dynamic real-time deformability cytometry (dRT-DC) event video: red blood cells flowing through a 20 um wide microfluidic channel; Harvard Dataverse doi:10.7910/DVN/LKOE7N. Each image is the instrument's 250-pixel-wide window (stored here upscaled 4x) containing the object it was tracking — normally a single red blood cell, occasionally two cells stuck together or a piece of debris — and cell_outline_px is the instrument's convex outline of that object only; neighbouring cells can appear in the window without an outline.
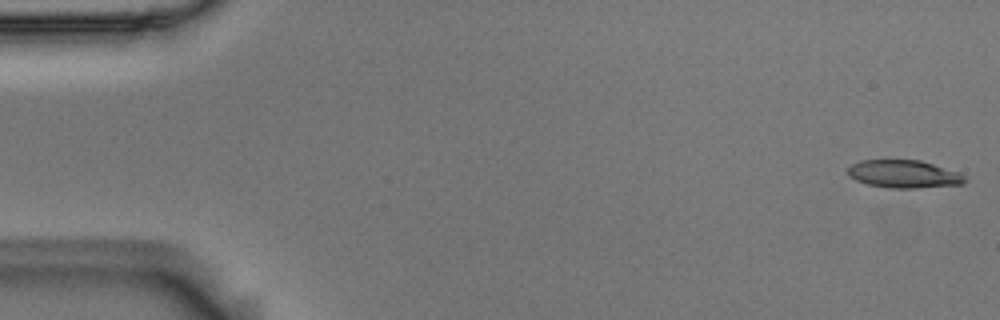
{"species": "Egyptian fruit bat (a non-hibernating species)", "species_latin": "Rousettus aegyptiacus", "temperature_condition": "room temperature", "stored_images_in_passage": 55, "camera_frame_rate_fps": 3000, "um_per_image_px": 0.085, "animal": {"sex": "male"}, "frame": {"image": 1, "passage_image": 1, "time_ms": 0.0, "image_size_px": [1000, 320], "cell_outline_px": [[968, 180], [964, 184], [916, 188], [888, 188], [868, 184], [856, 180], [848, 176], [848, 168], [852, 164], [860, 160], [920, 160], [960, 172]], "centroid_in_image_um": [76.85, 14.79], "position_along_channel_um": 8.2, "area_um2": 19.07}}
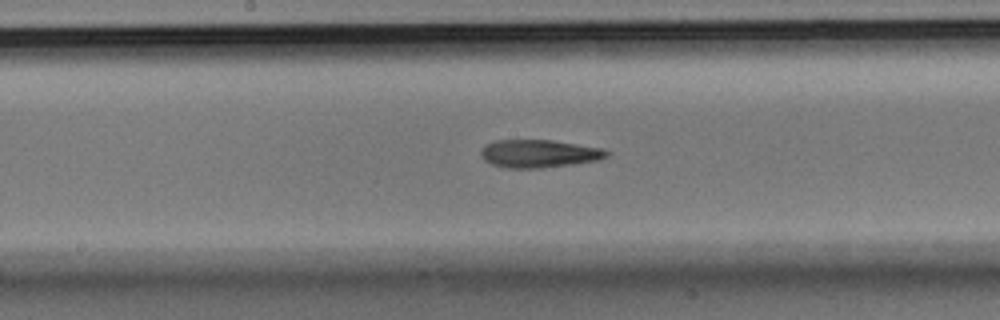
{"frame": {"image": 2, "passage_image": 28, "time_ms": 9.0, "image_size_px": [1000, 320], "cell_outline_px": [[612, 152], [608, 156], [600, 160], [544, 168], [508, 168], [492, 164], [484, 160], [480, 156], [480, 152], [488, 144], [496, 140], [552, 140], [600, 148]], "centroid_in_image_um": [45.84, 13.06], "position_along_channel_um": 202.4, "area_um2": 20.4}}
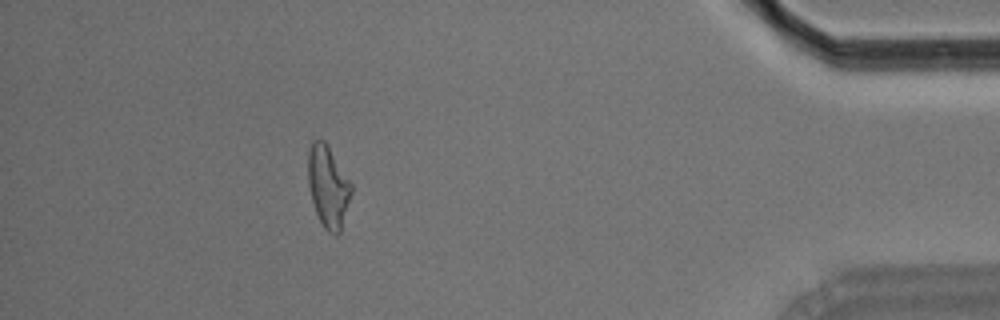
{"frame": {"image": 3, "passage_image": 49, "time_ms": 16.0, "image_size_px": [1000, 320], "cell_outline_px": [[352, 192], [340, 232], [336, 236], [328, 232], [324, 228], [316, 212], [312, 200], [308, 184], [308, 152], [312, 140], [324, 140], [328, 144], [352, 184]], "centroid_in_image_um": [27.89, 15.84], "position_along_channel_um": 407.3, "area_um2": 20.63}, "authors_computed_cell_mechanics": {"area_um2": 20.2878, "velocity_mm_per_s": 3.6624, "shape_relaxation_time_tau1_ms": 8.7559, "shape_relaxation_time_tau2_ms": 8.5997, "deformation_change_tau1": 0.2321, "deformation_change_tau2": 0.2087}}